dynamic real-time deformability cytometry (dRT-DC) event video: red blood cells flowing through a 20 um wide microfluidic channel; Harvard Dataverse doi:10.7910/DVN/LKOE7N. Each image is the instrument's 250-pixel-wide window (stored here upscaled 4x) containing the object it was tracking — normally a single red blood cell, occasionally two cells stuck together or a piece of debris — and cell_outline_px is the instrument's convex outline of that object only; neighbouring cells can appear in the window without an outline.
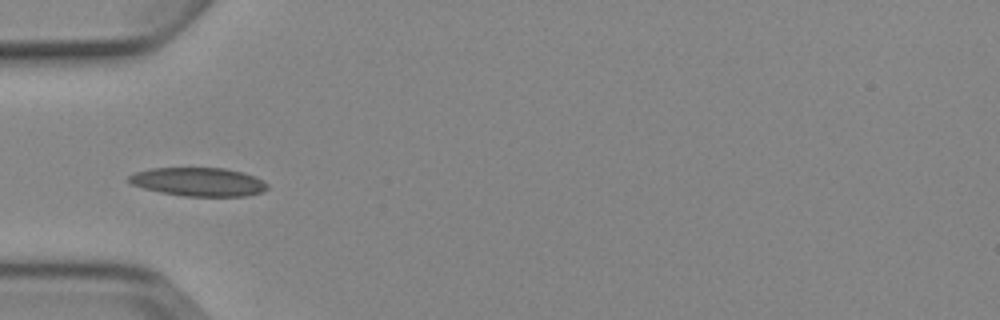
{"species": "Egyptian fruit bat (a non-hibernating species)", "species_latin": "Rousettus aegyptiacus", "temperature_condition": "cold", "stored_images_in_passage": 7, "camera_frame_rate_fps": 3000, "um_per_image_px": 0.085, "animal": {"sex": "female"}, "frame": {"image": 1, "passage_image": 6, "time_ms": 5.667, "image_size_px": [1000, 320], "cell_outline_px": [[268, 188], [260, 192], [244, 196], [184, 196], [160, 192], [144, 188], [132, 184], [128, 180], [128, 176], [136, 172], [152, 168], [224, 168], [256, 176], [264, 180], [268, 184]], "centroid_in_image_um": [16.89, 15.46], "position_along_channel_um": 68.1, "area_um2": 22.95}}
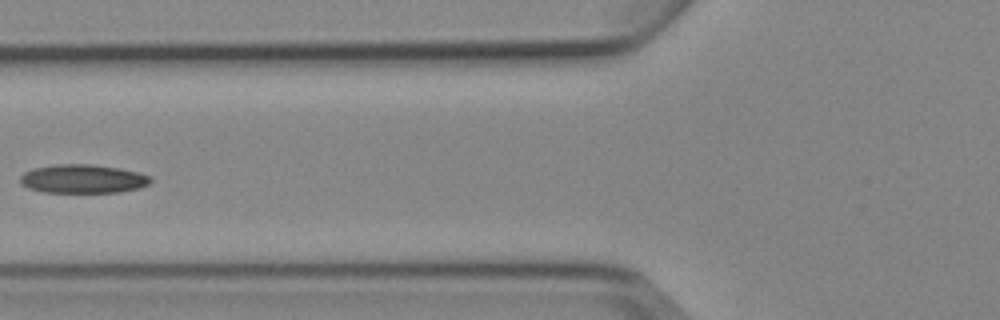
{"frame": {"image": 2, "passage_image": 7, "time_ms": 7.0, "image_size_px": [1000, 320], "cell_outline_px": [[152, 180], [148, 184], [140, 188], [120, 192], [44, 192], [28, 188], [20, 184], [20, 176], [24, 172], [32, 168], [56, 164], [92, 164], [120, 168], [140, 172], [152, 176]], "centroid_in_image_um": [7.06, 15.19], "position_along_channel_um": 118.7, "area_um2": 22.08}}